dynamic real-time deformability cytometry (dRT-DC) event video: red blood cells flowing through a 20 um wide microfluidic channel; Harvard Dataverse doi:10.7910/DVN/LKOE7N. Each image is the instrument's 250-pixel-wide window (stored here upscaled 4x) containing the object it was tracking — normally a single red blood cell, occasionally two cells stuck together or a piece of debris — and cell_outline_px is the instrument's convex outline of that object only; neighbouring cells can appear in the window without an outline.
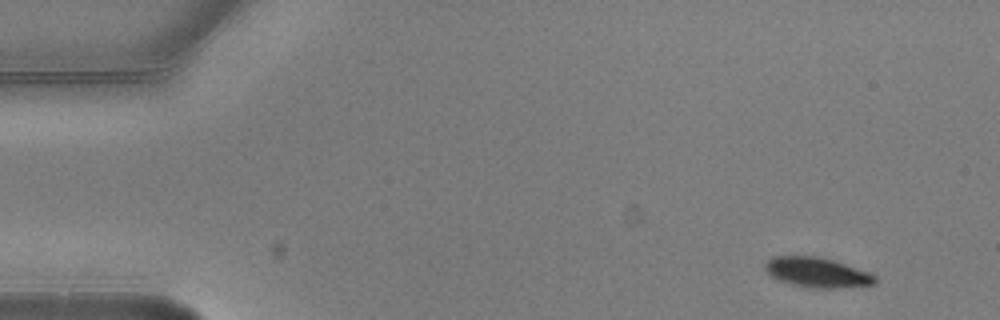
{"species": "common noctule bat (a hibernating species)", "species_latin": "Nyctalus noctula", "temperature_condition": "warm", "stored_images_in_passage": 8, "camera_frame_rate_fps": 3000, "um_per_image_px": 0.085, "animal": {"sex": "male", "body_mass_g": 20.5, "forearm_length_mm": 52.5}, "frame": {"image": 1, "passage_image": 1, "time_ms": 0.0, "image_size_px": [1000, 320], "cell_outline_px": [[876, 284], [836, 288], [808, 288], [792, 284], [780, 280], [772, 276], [764, 268], [764, 264], [772, 256], [820, 256], [836, 260], [872, 272], [876, 276]], "centroid_in_image_um": [69.51, 23.14], "position_along_channel_um": 15.5, "area_um2": 19.48}}
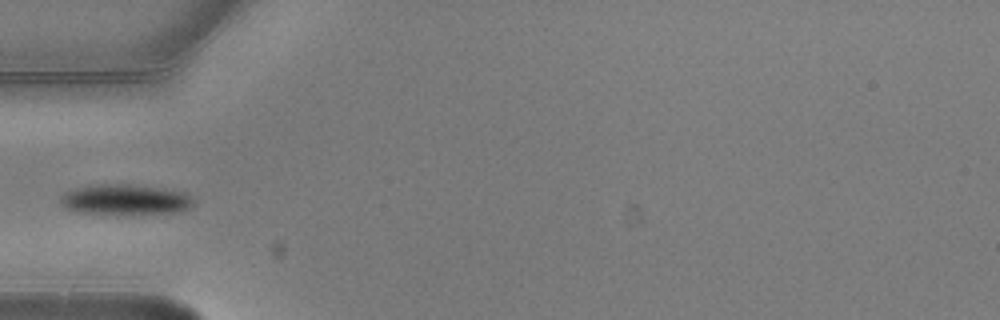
{"frame": {"image": 2, "passage_image": 5, "time_ms": 1.333, "image_size_px": [1000, 320], "cell_outline_px": [[192, 208], [176, 212], [76, 212], [60, 204], [60, 196], [76, 188], [96, 184], [124, 184], [188, 192], [192, 200]], "centroid_in_image_um": [10.65, 16.94], "position_along_channel_um": 74.4, "area_um2": 22.6}}
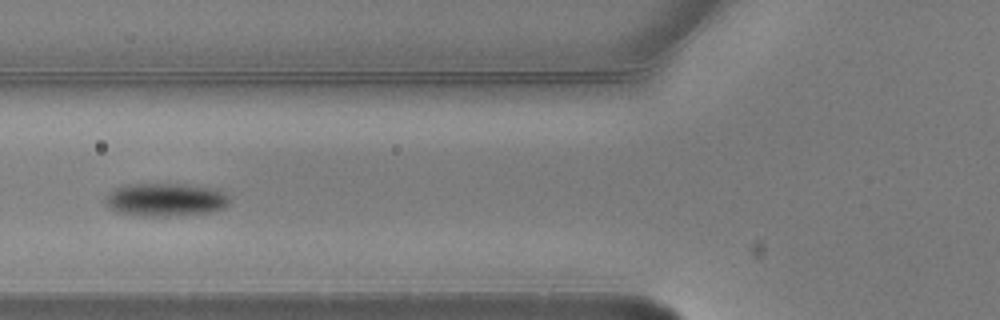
{"frame": {"image": 3, "passage_image": 6, "time_ms": 1.667, "image_size_px": [1000, 320], "cell_outline_px": [[232, 200], [224, 208], [212, 212], [168, 216], [140, 216], [116, 212], [104, 200], [108, 192], [124, 184], [184, 184], [216, 188], [228, 196]], "centroid_in_image_um": [14.09, 16.97], "position_along_channel_um": 111.7, "area_um2": 24.16}}